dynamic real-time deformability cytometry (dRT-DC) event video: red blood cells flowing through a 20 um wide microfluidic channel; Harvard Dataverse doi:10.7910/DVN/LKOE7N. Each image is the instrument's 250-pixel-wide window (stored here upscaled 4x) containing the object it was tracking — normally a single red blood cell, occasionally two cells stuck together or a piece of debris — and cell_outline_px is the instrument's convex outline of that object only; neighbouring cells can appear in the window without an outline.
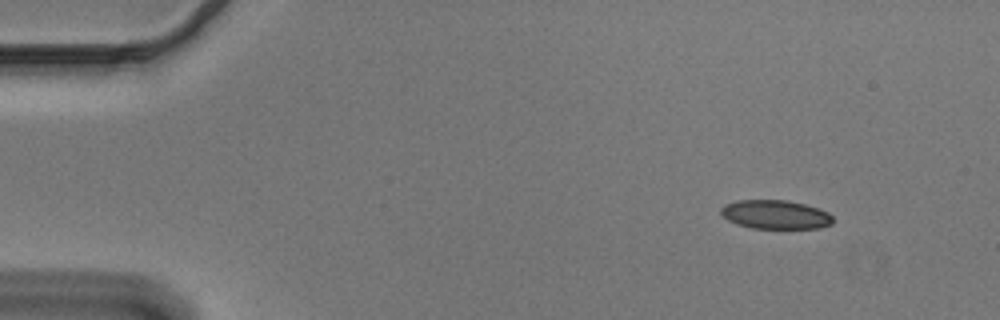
{"species": "Egyptian fruit bat (a non-hibernating species)", "species_latin": "Rousettus aegyptiacus", "temperature_condition": "cold", "stored_images_in_passage": 49, "camera_frame_rate_fps": 3000, "um_per_image_px": 0.085, "animal": {"sex": "male"}, "frame": {"image": 1, "passage_image": 1, "time_ms": 0.0, "image_size_px": [1000, 320], "cell_outline_px": [[832, 224], [820, 228], [752, 228], [736, 224], [728, 220], [720, 212], [720, 208], [724, 204], [736, 200], [784, 200], [804, 204], [828, 212], [832, 216]], "centroid_in_image_um": [65.88, 18.23], "position_along_channel_um": 19.1, "area_um2": 18.79}}
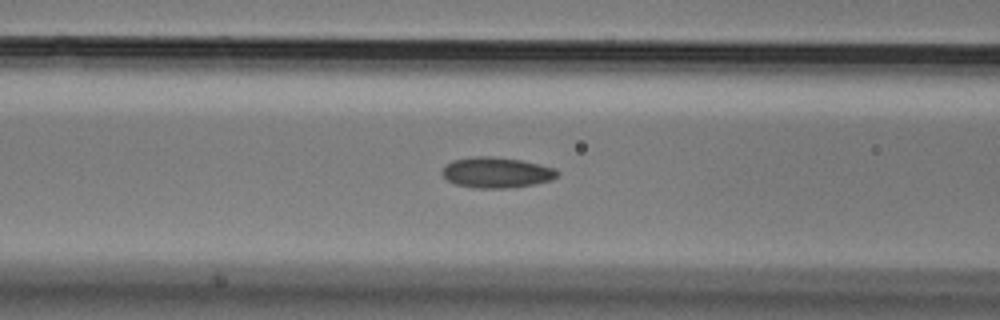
{"frame": {"image": 2, "passage_image": 17, "time_ms": 5.333, "image_size_px": [1000, 320], "cell_outline_px": [[560, 172], [552, 180], [512, 188], [476, 188], [456, 184], [448, 180], [440, 172], [444, 164], [452, 160], [472, 156], [492, 156], [520, 160], [556, 168]], "centroid_in_image_um": [42.17, 14.65], "position_along_channel_um": 124.4, "area_um2": 20.69}}
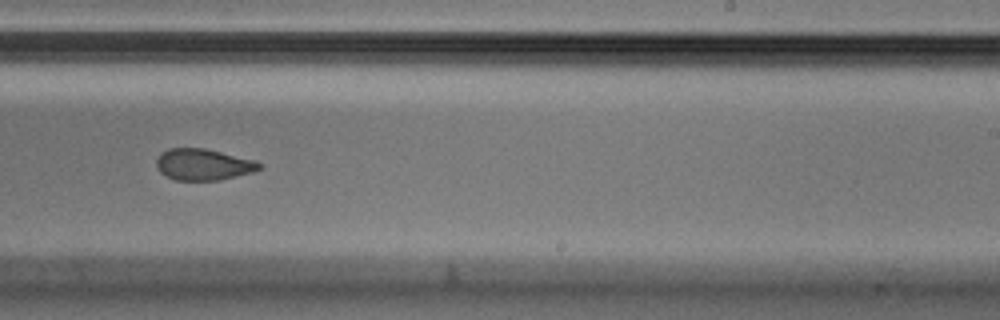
{"frame": {"image": 3, "passage_image": 29, "time_ms": 9.333, "image_size_px": [1000, 320], "cell_outline_px": [[260, 168], [252, 172], [220, 180], [176, 180], [160, 172], [156, 164], [156, 160], [160, 152], [168, 148], [204, 148], [256, 160], [260, 164]], "centroid_in_image_um": [17.25, 13.97], "position_along_channel_um": 271.7, "area_um2": 18.73}, "authors_computed_cell_mechanics": {"area_um2": 20.1144, "velocity_mm_per_s": 3.6831, "shape_relaxation_time_tau1_ms": null, "shape_relaxation_time_tau2_ms": 1.9265, "deformation_change_tau1": null, "deformation_change_tau2": 0.0857}}